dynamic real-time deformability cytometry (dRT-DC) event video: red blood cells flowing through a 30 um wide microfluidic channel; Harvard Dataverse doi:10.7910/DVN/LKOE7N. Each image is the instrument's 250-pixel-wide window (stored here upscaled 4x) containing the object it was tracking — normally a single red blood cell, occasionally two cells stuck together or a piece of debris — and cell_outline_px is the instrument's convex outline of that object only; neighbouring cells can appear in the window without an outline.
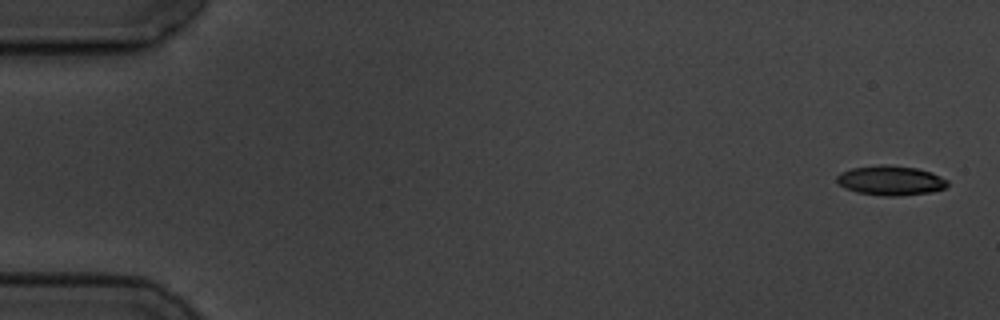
{"species": "common noctule bat (a hibernating species)", "species_latin": "Nyctalus noctula", "temperature_condition": "cold", "stored_images_in_passage": 5, "camera_frame_rate_fps": 3000, "um_per_image_px": 0.085, "animal": {"sex": "male", "body_mass_g": 19.5, "forearm_length_mm": 54.6}, "frame": {"image": 1, "passage_image": 1, "time_ms": 0.0, "image_size_px": [1000, 320], "cell_outline_px": [[948, 184], [944, 188], [932, 192], [896, 196], [884, 196], [856, 192], [844, 188], [836, 180], [836, 176], [840, 172], [852, 168], [880, 164], [888, 164], [916, 168], [932, 172], [948, 180]], "centroid_in_image_um": [75.69, 15.33], "position_along_channel_um": 9.3, "area_um2": 19.25}}
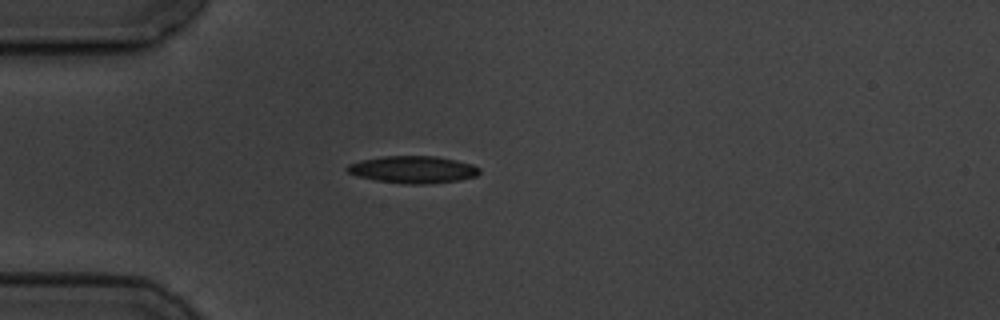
{"frame": {"image": 2, "passage_image": 5, "time_ms": 4.667, "image_size_px": [1000, 320], "cell_outline_px": [[480, 172], [476, 176], [460, 180], [424, 184], [408, 184], [376, 180], [360, 176], [348, 172], [344, 168], [348, 164], [360, 160], [384, 156], [436, 156], [456, 160], [472, 164], [480, 168]], "centroid_in_image_um": [35.11, 14.4], "position_along_channel_um": 49.9, "area_um2": 20.87}}